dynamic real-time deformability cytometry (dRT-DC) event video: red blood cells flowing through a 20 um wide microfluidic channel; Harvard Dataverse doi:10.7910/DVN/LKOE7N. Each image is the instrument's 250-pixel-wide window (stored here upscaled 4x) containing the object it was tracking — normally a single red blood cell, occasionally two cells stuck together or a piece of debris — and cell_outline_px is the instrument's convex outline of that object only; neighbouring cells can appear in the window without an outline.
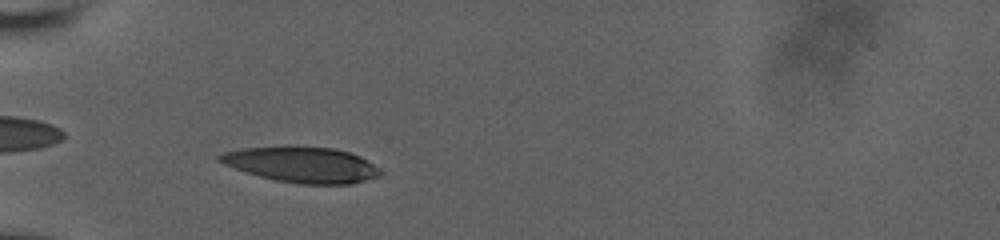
{"species": "human", "species_latin": "Homo sapiens", "temperature_condition": "room temperature", "stored_images_in_passage": 41, "camera_frame_rate_fps": 3000, "um_per_image_px": 0.085, "donor": {"sex": "male"}, "frame": {"image": 1, "passage_image": 8, "time_ms": 2.333, "image_size_px": [1000, 240], "cell_outline_px": [[384, 172], [380, 176], [352, 184], [300, 184], [276, 180], [260, 176], [224, 164], [216, 160], [216, 156], [224, 152], [240, 148], [288, 144], [336, 148], [360, 156], [368, 160]], "centroid_in_image_um": [25.66, 13.96], "position_along_channel_um": 59.3, "area_um2": 34.1}}
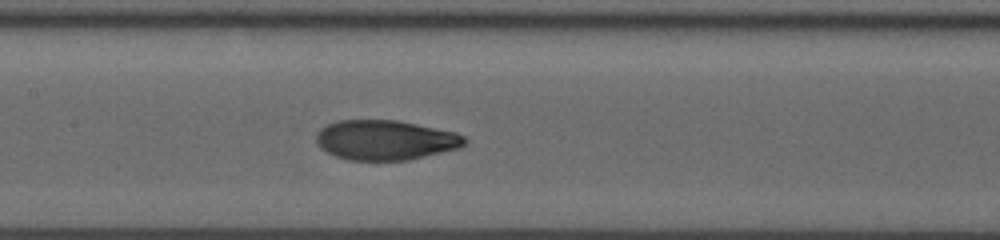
{"frame": {"image": 2, "passage_image": 18, "time_ms": 5.667, "image_size_px": [1000, 240], "cell_outline_px": [[468, 140], [460, 148], [408, 160], [348, 160], [336, 156], [320, 148], [316, 144], [316, 132], [320, 128], [336, 120], [396, 120], [456, 132], [464, 136]], "centroid_in_image_um": [32.74, 11.9], "position_along_channel_um": 174.7, "area_um2": 34.56}}
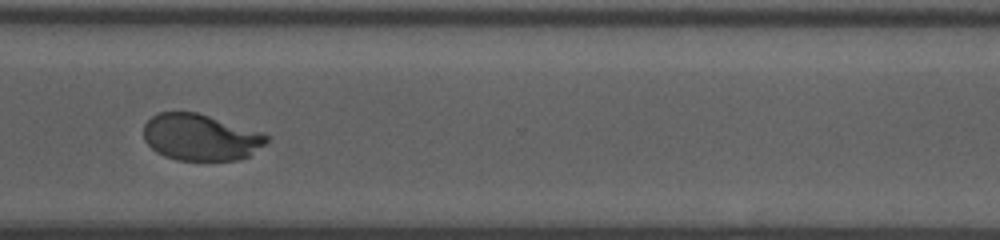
{"frame": {"image": 3, "passage_image": 32, "time_ms": 10.333, "image_size_px": [1000, 240], "cell_outline_px": [[268, 140], [264, 144], [248, 156], [236, 160], [176, 160], [164, 156], [156, 152], [144, 140], [144, 124], [152, 116], [160, 112], [196, 112], [264, 132], [268, 136]], "centroid_in_image_um": [17.04, 11.66], "position_along_channel_um": 353.6, "area_um2": 33.29}, "authors_computed_cell_mechanics": {"area_um2": 34.4488, "velocity_mm_per_s": 3.8456, "shape_relaxation_time_tau1_ms": 4.7715, "shape_relaxation_time_tau2_ms": 0.8119, "deformation_change_tau1": 0.2351, "deformation_change_tau2": 0.0547}}